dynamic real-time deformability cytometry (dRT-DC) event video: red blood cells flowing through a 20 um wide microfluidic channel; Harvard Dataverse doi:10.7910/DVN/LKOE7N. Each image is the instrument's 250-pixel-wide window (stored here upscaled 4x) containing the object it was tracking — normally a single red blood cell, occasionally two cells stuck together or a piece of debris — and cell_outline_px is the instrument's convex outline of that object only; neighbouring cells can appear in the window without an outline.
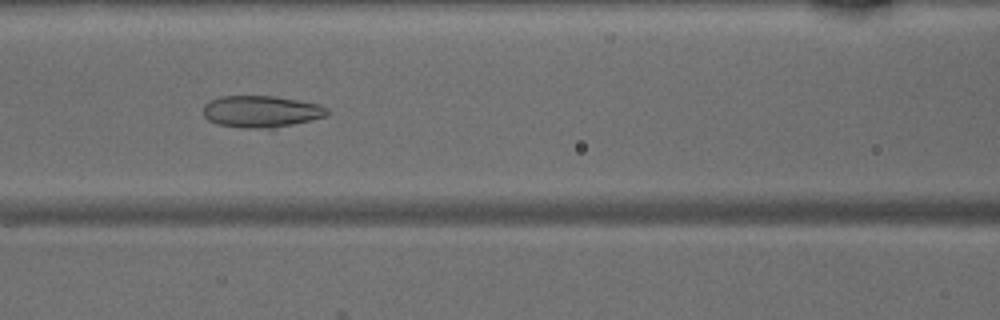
{"species": "common noctule bat (a hibernating species)", "species_latin": "Nyctalus noctula", "temperature_condition": "warm", "stored_images_in_passage": 27, "camera_frame_rate_fps": 3000, "um_per_image_px": 0.085, "animal": {"sex": "male", "body_mass_g": 15.6}, "frame": {"image": 1, "passage_image": 15, "time_ms": 4.667, "image_size_px": [1000, 320], "cell_outline_px": [[332, 112], [328, 116], [312, 120], [276, 128], [244, 128], [216, 124], [208, 120], [204, 116], [204, 104], [220, 96], [272, 96], [320, 104], [328, 108]], "centroid_in_image_um": [22.25, 9.49], "position_along_channel_um": 144.4, "area_um2": 23.12}}
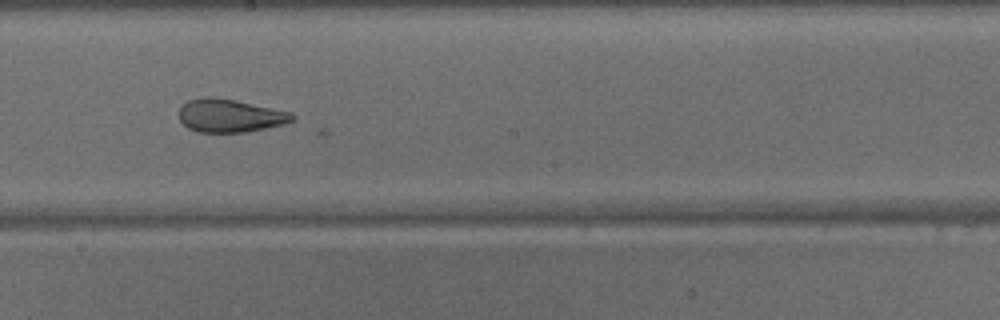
{"frame": {"image": 2, "passage_image": 21, "time_ms": 6.667, "image_size_px": [1000, 320], "cell_outline_px": [[296, 116], [292, 120], [284, 124], [248, 132], [196, 132], [188, 128], [180, 120], [180, 108], [188, 100], [204, 96], [212, 96], [236, 100], [292, 112]], "centroid_in_image_um": [19.56, 9.82], "position_along_channel_um": 228.6, "area_um2": 21.96}}
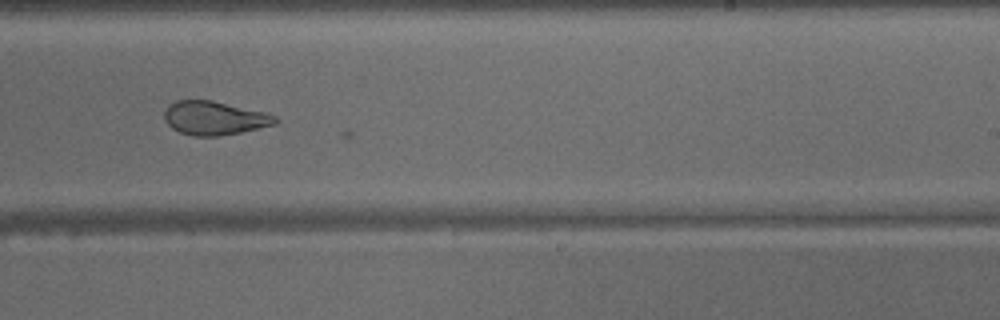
{"frame": {"image": 3, "passage_image": 24, "time_ms": 7.667, "image_size_px": [1000, 320], "cell_outline_px": [[280, 120], [276, 124], [240, 132], [220, 136], [192, 136], [180, 132], [172, 128], [164, 120], [164, 112], [168, 104], [176, 100], [212, 100], [268, 112], [276, 116]], "centroid_in_image_um": [18.24, 10.02], "position_along_channel_um": 270.8, "area_um2": 22.08}}